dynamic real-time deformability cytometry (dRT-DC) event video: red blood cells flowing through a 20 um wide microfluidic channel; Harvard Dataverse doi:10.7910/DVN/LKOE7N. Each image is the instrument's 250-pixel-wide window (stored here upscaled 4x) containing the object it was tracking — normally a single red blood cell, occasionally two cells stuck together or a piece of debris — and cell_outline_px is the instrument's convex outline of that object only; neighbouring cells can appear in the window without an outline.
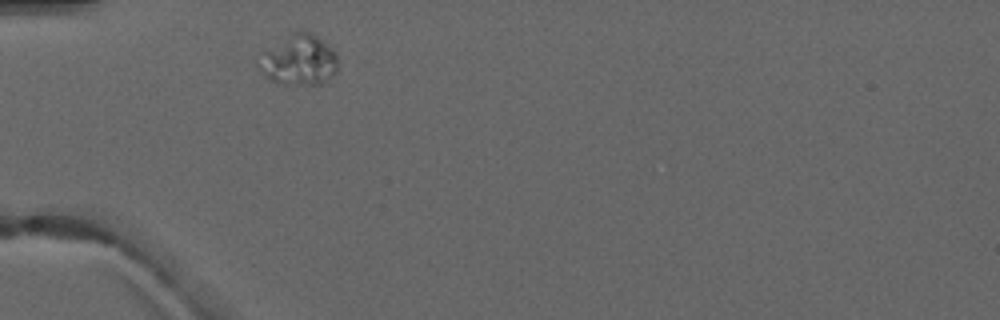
{"species": "common noctule bat (a hibernating species)", "species_latin": "Nyctalus noctula", "temperature_condition": "warm", "stored_images_in_passage": 4, "camera_frame_rate_fps": 3000, "um_per_image_px": 0.085, "animal": {"sex": "male", "forearm_length_mm": 52.5}, "frame": {"image": 1, "passage_image": 1, "time_ms": 0.0, "image_size_px": [1000, 320], "cell_outline_px": [[336, 68], [332, 76], [324, 84], [280, 84], [272, 80], [256, 64], [264, 52], [292, 32], [304, 28], [320, 36], [324, 40], [336, 56]], "centroid_in_image_um": [25.44, 5.08], "position_along_channel_um": 59.6, "area_um2": 23.06}}
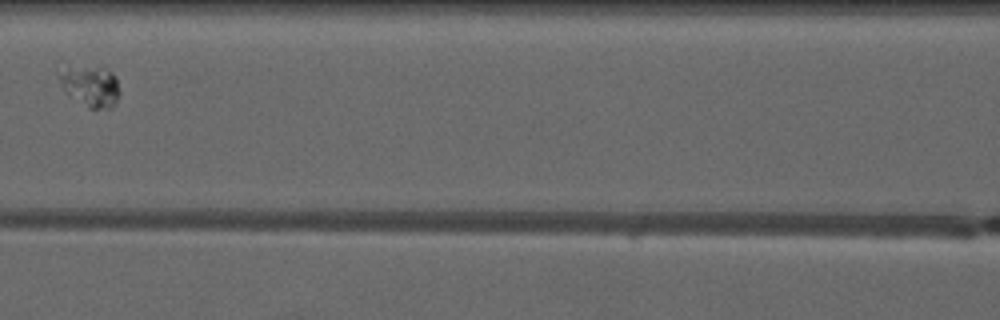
{"frame": {"image": 2, "passage_image": 3, "time_ms": 2.667, "image_size_px": [1000, 320], "cell_outline_px": [[120, 92], [116, 104], [112, 108], [88, 108], [68, 92], [64, 88], [56, 76], [56, 72], [68, 68], [104, 68], [112, 72], [116, 76]], "centroid_in_image_um": [7.74, 7.33], "position_along_channel_um": 158.9, "area_um2": 14.05}}
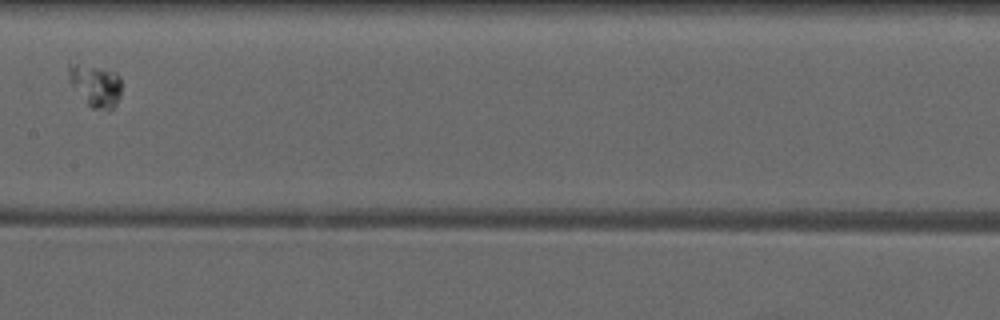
{"frame": {"image": 3, "passage_image": 4, "time_ms": 3.667, "image_size_px": [1000, 320], "cell_outline_px": [[120, 96], [116, 104], [108, 112], [92, 108], [88, 104], [68, 80], [68, 60], [116, 72], [120, 76]], "centroid_in_image_um": [8.1, 7.24], "position_along_channel_um": 199.3, "area_um2": 13.18}}